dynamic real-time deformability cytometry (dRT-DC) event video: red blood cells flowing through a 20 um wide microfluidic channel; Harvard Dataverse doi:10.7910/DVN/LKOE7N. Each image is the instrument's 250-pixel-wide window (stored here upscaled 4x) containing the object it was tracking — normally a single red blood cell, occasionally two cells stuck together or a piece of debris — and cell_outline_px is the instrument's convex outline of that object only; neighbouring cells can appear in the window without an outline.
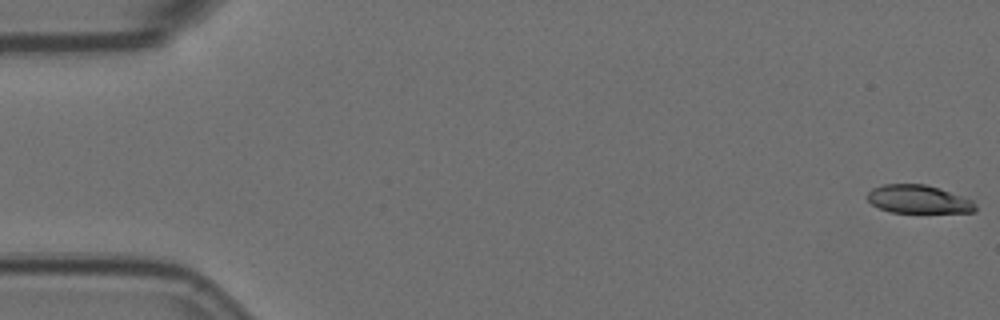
{"species": "Egyptian fruit bat (a non-hibernating species)", "species_latin": "Rousettus aegyptiacus", "temperature_condition": "room temperature", "stored_images_in_passage": 58, "segment_of_instrument_passage": [1, 2], "camera_frame_rate_fps": 3000, "um_per_image_px": 0.085, "animal": {"sex": "female"}, "frame": {"image": 1, "passage_image": 1, "time_ms": 0.0, "image_size_px": [1000, 320], "cell_outline_px": [[976, 212], [892, 212], [880, 208], [872, 204], [864, 196], [872, 188], [884, 184], [924, 184], [940, 188], [972, 200], [976, 204]], "centroid_in_image_um": [78.05, 16.93], "position_along_channel_um": 7.0, "area_um2": 17.74}}
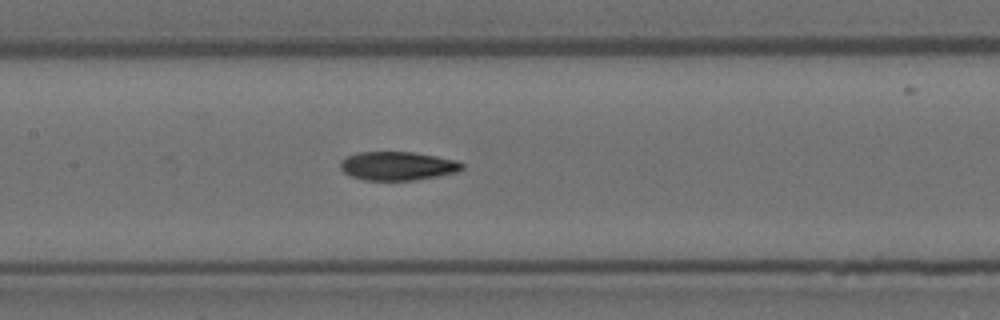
{"frame": {"image": 2, "passage_image": 27, "time_ms": 8.667, "image_size_px": [1000, 320], "cell_outline_px": [[464, 168], [456, 172], [416, 180], [364, 180], [352, 176], [344, 172], [340, 168], [340, 164], [348, 156], [360, 152], [412, 152], [436, 156], [456, 160], [464, 164]], "centroid_in_image_um": [33.82, 14.11], "position_along_channel_um": 173.6, "area_um2": 20.11}}
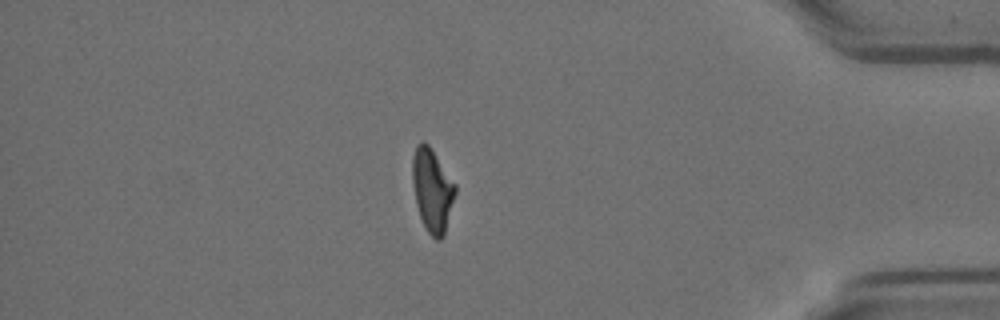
{"frame": {"image": 3, "passage_image": 49, "time_ms": 16.0, "image_size_px": [1000, 320], "cell_outline_px": [[456, 192], [444, 236], [440, 240], [436, 240], [428, 232], [420, 216], [416, 204], [412, 184], [412, 156], [416, 144], [420, 140], [424, 140], [428, 144], [456, 184]], "centroid_in_image_um": [36.73, 16.13], "position_along_channel_um": 398.5, "area_um2": 20.87}}